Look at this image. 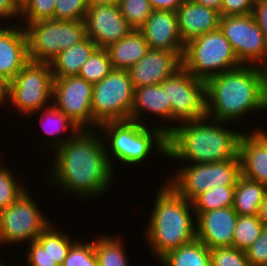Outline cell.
Returning a JSON list of instances; mask_svg holds the SVG:
<instances>
[{"label": "cell", "mask_w": 267, "mask_h": 266, "mask_svg": "<svg viewBox=\"0 0 267 266\" xmlns=\"http://www.w3.org/2000/svg\"><path fill=\"white\" fill-rule=\"evenodd\" d=\"M157 189L144 237L151 255L159 261L168 252L196 238V214L192 202L165 181Z\"/></svg>", "instance_id": "cell-4"}, {"label": "cell", "mask_w": 267, "mask_h": 266, "mask_svg": "<svg viewBox=\"0 0 267 266\" xmlns=\"http://www.w3.org/2000/svg\"><path fill=\"white\" fill-rule=\"evenodd\" d=\"M264 224L257 215L238 216L233 237V247L246 251L259 237Z\"/></svg>", "instance_id": "cell-32"}, {"label": "cell", "mask_w": 267, "mask_h": 266, "mask_svg": "<svg viewBox=\"0 0 267 266\" xmlns=\"http://www.w3.org/2000/svg\"><path fill=\"white\" fill-rule=\"evenodd\" d=\"M181 67L182 56L178 52L149 49L128 72L135 89L160 84Z\"/></svg>", "instance_id": "cell-17"}, {"label": "cell", "mask_w": 267, "mask_h": 266, "mask_svg": "<svg viewBox=\"0 0 267 266\" xmlns=\"http://www.w3.org/2000/svg\"><path fill=\"white\" fill-rule=\"evenodd\" d=\"M87 10L86 0H56L54 19L68 21L84 20Z\"/></svg>", "instance_id": "cell-38"}, {"label": "cell", "mask_w": 267, "mask_h": 266, "mask_svg": "<svg viewBox=\"0 0 267 266\" xmlns=\"http://www.w3.org/2000/svg\"><path fill=\"white\" fill-rule=\"evenodd\" d=\"M20 17V5L16 0H0V21L17 20Z\"/></svg>", "instance_id": "cell-42"}, {"label": "cell", "mask_w": 267, "mask_h": 266, "mask_svg": "<svg viewBox=\"0 0 267 266\" xmlns=\"http://www.w3.org/2000/svg\"><path fill=\"white\" fill-rule=\"evenodd\" d=\"M28 251L26 255V266H50V256L47 250L35 240L31 243H28Z\"/></svg>", "instance_id": "cell-41"}, {"label": "cell", "mask_w": 267, "mask_h": 266, "mask_svg": "<svg viewBox=\"0 0 267 266\" xmlns=\"http://www.w3.org/2000/svg\"><path fill=\"white\" fill-rule=\"evenodd\" d=\"M106 49L113 69L128 70L146 55L149 47L142 33L133 29L128 35Z\"/></svg>", "instance_id": "cell-24"}, {"label": "cell", "mask_w": 267, "mask_h": 266, "mask_svg": "<svg viewBox=\"0 0 267 266\" xmlns=\"http://www.w3.org/2000/svg\"><path fill=\"white\" fill-rule=\"evenodd\" d=\"M149 49L178 52L183 56L185 44L179 32L177 14L170 10H152L138 29Z\"/></svg>", "instance_id": "cell-18"}, {"label": "cell", "mask_w": 267, "mask_h": 266, "mask_svg": "<svg viewBox=\"0 0 267 266\" xmlns=\"http://www.w3.org/2000/svg\"><path fill=\"white\" fill-rule=\"evenodd\" d=\"M122 16L135 30H138L152 13L149 0H119Z\"/></svg>", "instance_id": "cell-35"}, {"label": "cell", "mask_w": 267, "mask_h": 266, "mask_svg": "<svg viewBox=\"0 0 267 266\" xmlns=\"http://www.w3.org/2000/svg\"><path fill=\"white\" fill-rule=\"evenodd\" d=\"M251 266H267V226L264 225L259 237L245 251Z\"/></svg>", "instance_id": "cell-39"}, {"label": "cell", "mask_w": 267, "mask_h": 266, "mask_svg": "<svg viewBox=\"0 0 267 266\" xmlns=\"http://www.w3.org/2000/svg\"><path fill=\"white\" fill-rule=\"evenodd\" d=\"M179 32L184 44L207 32L217 30L221 14L193 0H185L177 12Z\"/></svg>", "instance_id": "cell-21"}, {"label": "cell", "mask_w": 267, "mask_h": 266, "mask_svg": "<svg viewBox=\"0 0 267 266\" xmlns=\"http://www.w3.org/2000/svg\"><path fill=\"white\" fill-rule=\"evenodd\" d=\"M253 15L261 28L267 43V0H256Z\"/></svg>", "instance_id": "cell-43"}, {"label": "cell", "mask_w": 267, "mask_h": 266, "mask_svg": "<svg viewBox=\"0 0 267 266\" xmlns=\"http://www.w3.org/2000/svg\"><path fill=\"white\" fill-rule=\"evenodd\" d=\"M134 88L128 70L113 69L93 84L91 109L93 130L108 121L130 120Z\"/></svg>", "instance_id": "cell-9"}, {"label": "cell", "mask_w": 267, "mask_h": 266, "mask_svg": "<svg viewBox=\"0 0 267 266\" xmlns=\"http://www.w3.org/2000/svg\"><path fill=\"white\" fill-rule=\"evenodd\" d=\"M55 4L56 0H25L20 5L19 19L24 26L27 23L54 19Z\"/></svg>", "instance_id": "cell-34"}, {"label": "cell", "mask_w": 267, "mask_h": 266, "mask_svg": "<svg viewBox=\"0 0 267 266\" xmlns=\"http://www.w3.org/2000/svg\"><path fill=\"white\" fill-rule=\"evenodd\" d=\"M2 24L5 26L0 25V76L9 82L30 60L24 26L17 21L11 26Z\"/></svg>", "instance_id": "cell-20"}, {"label": "cell", "mask_w": 267, "mask_h": 266, "mask_svg": "<svg viewBox=\"0 0 267 266\" xmlns=\"http://www.w3.org/2000/svg\"><path fill=\"white\" fill-rule=\"evenodd\" d=\"M27 189L7 209L0 212V244L19 245L35 241L50 225Z\"/></svg>", "instance_id": "cell-12"}, {"label": "cell", "mask_w": 267, "mask_h": 266, "mask_svg": "<svg viewBox=\"0 0 267 266\" xmlns=\"http://www.w3.org/2000/svg\"><path fill=\"white\" fill-rule=\"evenodd\" d=\"M227 124L231 125L206 116L177 125L167 135V158L188 164L236 158L242 131L230 129Z\"/></svg>", "instance_id": "cell-3"}, {"label": "cell", "mask_w": 267, "mask_h": 266, "mask_svg": "<svg viewBox=\"0 0 267 266\" xmlns=\"http://www.w3.org/2000/svg\"><path fill=\"white\" fill-rule=\"evenodd\" d=\"M160 85L171 103L172 123L169 133L184 122L206 117L205 81L194 77L183 66Z\"/></svg>", "instance_id": "cell-11"}, {"label": "cell", "mask_w": 267, "mask_h": 266, "mask_svg": "<svg viewBox=\"0 0 267 266\" xmlns=\"http://www.w3.org/2000/svg\"><path fill=\"white\" fill-rule=\"evenodd\" d=\"M258 216H259L261 222L265 226H267V194L264 197V200L260 205V210H259Z\"/></svg>", "instance_id": "cell-47"}, {"label": "cell", "mask_w": 267, "mask_h": 266, "mask_svg": "<svg viewBox=\"0 0 267 266\" xmlns=\"http://www.w3.org/2000/svg\"><path fill=\"white\" fill-rule=\"evenodd\" d=\"M28 58L33 62L50 63L61 51L87 38L84 20L46 19L27 23Z\"/></svg>", "instance_id": "cell-7"}, {"label": "cell", "mask_w": 267, "mask_h": 266, "mask_svg": "<svg viewBox=\"0 0 267 266\" xmlns=\"http://www.w3.org/2000/svg\"><path fill=\"white\" fill-rule=\"evenodd\" d=\"M164 266H211L210 249L199 239L168 252L159 261Z\"/></svg>", "instance_id": "cell-27"}, {"label": "cell", "mask_w": 267, "mask_h": 266, "mask_svg": "<svg viewBox=\"0 0 267 266\" xmlns=\"http://www.w3.org/2000/svg\"><path fill=\"white\" fill-rule=\"evenodd\" d=\"M77 240L71 238L66 231L58 230L56 224L54 226L52 222L36 239L44 250H47L50 256V266H61L71 246Z\"/></svg>", "instance_id": "cell-28"}, {"label": "cell", "mask_w": 267, "mask_h": 266, "mask_svg": "<svg viewBox=\"0 0 267 266\" xmlns=\"http://www.w3.org/2000/svg\"><path fill=\"white\" fill-rule=\"evenodd\" d=\"M84 22L87 37L105 49L133 30L122 16L118 3L88 7Z\"/></svg>", "instance_id": "cell-15"}, {"label": "cell", "mask_w": 267, "mask_h": 266, "mask_svg": "<svg viewBox=\"0 0 267 266\" xmlns=\"http://www.w3.org/2000/svg\"><path fill=\"white\" fill-rule=\"evenodd\" d=\"M241 175L239 156L223 162L186 164L166 178L180 196L193 201L201 193L218 186H236Z\"/></svg>", "instance_id": "cell-8"}, {"label": "cell", "mask_w": 267, "mask_h": 266, "mask_svg": "<svg viewBox=\"0 0 267 266\" xmlns=\"http://www.w3.org/2000/svg\"><path fill=\"white\" fill-rule=\"evenodd\" d=\"M235 186H218L201 193L193 201L194 212L233 207Z\"/></svg>", "instance_id": "cell-30"}, {"label": "cell", "mask_w": 267, "mask_h": 266, "mask_svg": "<svg viewBox=\"0 0 267 266\" xmlns=\"http://www.w3.org/2000/svg\"><path fill=\"white\" fill-rule=\"evenodd\" d=\"M97 45L86 38L82 42L61 51L49 63L54 78L78 75Z\"/></svg>", "instance_id": "cell-25"}, {"label": "cell", "mask_w": 267, "mask_h": 266, "mask_svg": "<svg viewBox=\"0 0 267 266\" xmlns=\"http://www.w3.org/2000/svg\"><path fill=\"white\" fill-rule=\"evenodd\" d=\"M193 1L202 6H206L216 11H219L221 14L222 0H193Z\"/></svg>", "instance_id": "cell-46"}, {"label": "cell", "mask_w": 267, "mask_h": 266, "mask_svg": "<svg viewBox=\"0 0 267 266\" xmlns=\"http://www.w3.org/2000/svg\"><path fill=\"white\" fill-rule=\"evenodd\" d=\"M93 84L75 76L53 79L52 104L82 130H93Z\"/></svg>", "instance_id": "cell-14"}, {"label": "cell", "mask_w": 267, "mask_h": 266, "mask_svg": "<svg viewBox=\"0 0 267 266\" xmlns=\"http://www.w3.org/2000/svg\"><path fill=\"white\" fill-rule=\"evenodd\" d=\"M48 165V185L60 187V192L88 200L101 198L113 186L116 178L107 158L100 131L81 130L74 138L54 151ZM51 168H50V167ZM50 168V169H49ZM114 178V179H113ZM62 190V191H61Z\"/></svg>", "instance_id": "cell-1"}, {"label": "cell", "mask_w": 267, "mask_h": 266, "mask_svg": "<svg viewBox=\"0 0 267 266\" xmlns=\"http://www.w3.org/2000/svg\"><path fill=\"white\" fill-rule=\"evenodd\" d=\"M196 238L209 249L232 247L238 214L233 207L195 212Z\"/></svg>", "instance_id": "cell-16"}, {"label": "cell", "mask_w": 267, "mask_h": 266, "mask_svg": "<svg viewBox=\"0 0 267 266\" xmlns=\"http://www.w3.org/2000/svg\"><path fill=\"white\" fill-rule=\"evenodd\" d=\"M256 0H222L221 16L247 15L253 13Z\"/></svg>", "instance_id": "cell-40"}, {"label": "cell", "mask_w": 267, "mask_h": 266, "mask_svg": "<svg viewBox=\"0 0 267 266\" xmlns=\"http://www.w3.org/2000/svg\"><path fill=\"white\" fill-rule=\"evenodd\" d=\"M211 266H251L245 251L232 247L210 249Z\"/></svg>", "instance_id": "cell-37"}, {"label": "cell", "mask_w": 267, "mask_h": 266, "mask_svg": "<svg viewBox=\"0 0 267 266\" xmlns=\"http://www.w3.org/2000/svg\"><path fill=\"white\" fill-rule=\"evenodd\" d=\"M53 79L49 63L29 61L8 82L7 103L24 117H30L31 114L52 105Z\"/></svg>", "instance_id": "cell-10"}, {"label": "cell", "mask_w": 267, "mask_h": 266, "mask_svg": "<svg viewBox=\"0 0 267 266\" xmlns=\"http://www.w3.org/2000/svg\"><path fill=\"white\" fill-rule=\"evenodd\" d=\"M113 66L107 49L97 47L82 66L78 76L95 84L105 78Z\"/></svg>", "instance_id": "cell-31"}, {"label": "cell", "mask_w": 267, "mask_h": 266, "mask_svg": "<svg viewBox=\"0 0 267 266\" xmlns=\"http://www.w3.org/2000/svg\"><path fill=\"white\" fill-rule=\"evenodd\" d=\"M112 236L100 234L94 238V249L99 266H130L123 237Z\"/></svg>", "instance_id": "cell-29"}, {"label": "cell", "mask_w": 267, "mask_h": 266, "mask_svg": "<svg viewBox=\"0 0 267 266\" xmlns=\"http://www.w3.org/2000/svg\"><path fill=\"white\" fill-rule=\"evenodd\" d=\"M21 5L25 0H16Z\"/></svg>", "instance_id": "cell-49"}, {"label": "cell", "mask_w": 267, "mask_h": 266, "mask_svg": "<svg viewBox=\"0 0 267 266\" xmlns=\"http://www.w3.org/2000/svg\"><path fill=\"white\" fill-rule=\"evenodd\" d=\"M158 124L151 127L137 121L125 120L108 121L98 126L97 130L101 131L107 158L114 172L116 160L126 166L138 165L145 162L149 155H153L151 153L154 152V147L157 153L159 151L167 158V135L170 125Z\"/></svg>", "instance_id": "cell-5"}, {"label": "cell", "mask_w": 267, "mask_h": 266, "mask_svg": "<svg viewBox=\"0 0 267 266\" xmlns=\"http://www.w3.org/2000/svg\"><path fill=\"white\" fill-rule=\"evenodd\" d=\"M41 111V112H40ZM41 113L40 124L45 133V140L47 142L48 151H55L58 147L66 143L68 140L74 138L82 129L74 123L67 115H65L61 110L57 109L53 104L42 108L38 112L32 115ZM71 133H69V132ZM66 133H69L68 136ZM49 144V145H48Z\"/></svg>", "instance_id": "cell-23"}, {"label": "cell", "mask_w": 267, "mask_h": 266, "mask_svg": "<svg viewBox=\"0 0 267 266\" xmlns=\"http://www.w3.org/2000/svg\"><path fill=\"white\" fill-rule=\"evenodd\" d=\"M219 28L243 65L267 67V43L253 13L221 16Z\"/></svg>", "instance_id": "cell-13"}, {"label": "cell", "mask_w": 267, "mask_h": 266, "mask_svg": "<svg viewBox=\"0 0 267 266\" xmlns=\"http://www.w3.org/2000/svg\"><path fill=\"white\" fill-rule=\"evenodd\" d=\"M119 0H86L88 7H92L94 5H110L117 4Z\"/></svg>", "instance_id": "cell-48"}, {"label": "cell", "mask_w": 267, "mask_h": 266, "mask_svg": "<svg viewBox=\"0 0 267 266\" xmlns=\"http://www.w3.org/2000/svg\"><path fill=\"white\" fill-rule=\"evenodd\" d=\"M8 101V81L0 76V108L4 107V103ZM2 105V107H1Z\"/></svg>", "instance_id": "cell-45"}, {"label": "cell", "mask_w": 267, "mask_h": 266, "mask_svg": "<svg viewBox=\"0 0 267 266\" xmlns=\"http://www.w3.org/2000/svg\"><path fill=\"white\" fill-rule=\"evenodd\" d=\"M0 266H6V265H4L3 262H0Z\"/></svg>", "instance_id": "cell-50"}, {"label": "cell", "mask_w": 267, "mask_h": 266, "mask_svg": "<svg viewBox=\"0 0 267 266\" xmlns=\"http://www.w3.org/2000/svg\"><path fill=\"white\" fill-rule=\"evenodd\" d=\"M206 116L216 121L239 123L259 110L267 111L266 68L241 65L205 81Z\"/></svg>", "instance_id": "cell-2"}, {"label": "cell", "mask_w": 267, "mask_h": 266, "mask_svg": "<svg viewBox=\"0 0 267 266\" xmlns=\"http://www.w3.org/2000/svg\"><path fill=\"white\" fill-rule=\"evenodd\" d=\"M241 65L243 64L238 60L220 28L185 44L182 66L200 80L206 81Z\"/></svg>", "instance_id": "cell-6"}, {"label": "cell", "mask_w": 267, "mask_h": 266, "mask_svg": "<svg viewBox=\"0 0 267 266\" xmlns=\"http://www.w3.org/2000/svg\"><path fill=\"white\" fill-rule=\"evenodd\" d=\"M267 194V186L242 175L237 180L233 210L238 216L257 215Z\"/></svg>", "instance_id": "cell-26"}, {"label": "cell", "mask_w": 267, "mask_h": 266, "mask_svg": "<svg viewBox=\"0 0 267 266\" xmlns=\"http://www.w3.org/2000/svg\"><path fill=\"white\" fill-rule=\"evenodd\" d=\"M185 0H149L153 10H170L177 12Z\"/></svg>", "instance_id": "cell-44"}, {"label": "cell", "mask_w": 267, "mask_h": 266, "mask_svg": "<svg viewBox=\"0 0 267 266\" xmlns=\"http://www.w3.org/2000/svg\"><path fill=\"white\" fill-rule=\"evenodd\" d=\"M259 127L242 132L238 156L241 175L267 186V131Z\"/></svg>", "instance_id": "cell-19"}, {"label": "cell", "mask_w": 267, "mask_h": 266, "mask_svg": "<svg viewBox=\"0 0 267 266\" xmlns=\"http://www.w3.org/2000/svg\"><path fill=\"white\" fill-rule=\"evenodd\" d=\"M61 266H99L94 249V239L77 240L68 251Z\"/></svg>", "instance_id": "cell-36"}, {"label": "cell", "mask_w": 267, "mask_h": 266, "mask_svg": "<svg viewBox=\"0 0 267 266\" xmlns=\"http://www.w3.org/2000/svg\"><path fill=\"white\" fill-rule=\"evenodd\" d=\"M1 163L3 162L0 161V212L7 209L27 190V186L18 183L11 168Z\"/></svg>", "instance_id": "cell-33"}, {"label": "cell", "mask_w": 267, "mask_h": 266, "mask_svg": "<svg viewBox=\"0 0 267 266\" xmlns=\"http://www.w3.org/2000/svg\"><path fill=\"white\" fill-rule=\"evenodd\" d=\"M147 114L150 116L152 114L157 119L159 117L160 121L167 119L166 121L172 123L171 103H167L166 92L160 84L142 86L134 89V102L130 120L148 126V121H146Z\"/></svg>", "instance_id": "cell-22"}]
</instances>
